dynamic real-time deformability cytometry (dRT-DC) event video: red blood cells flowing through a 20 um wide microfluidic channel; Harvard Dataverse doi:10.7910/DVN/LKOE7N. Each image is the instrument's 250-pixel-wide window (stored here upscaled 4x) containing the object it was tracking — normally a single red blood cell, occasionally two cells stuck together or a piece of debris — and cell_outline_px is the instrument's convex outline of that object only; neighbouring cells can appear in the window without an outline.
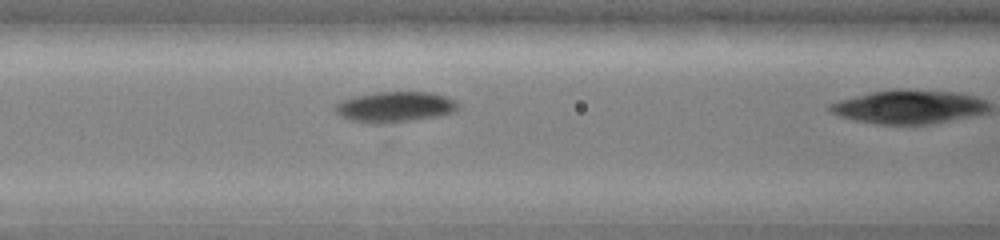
{"species": "common noctule bat (a hibernating species)", "species_latin": "Nyctalus noctula", "temperature_condition": "warm", "stored_images_in_passage": 30, "camera_frame_rate_fps": 3000, "um_per_image_px": 0.085, "animal": {"sex": "female", "body_mass_g": 19.0, "forearm_length_mm": 51.5}, "frame": {"image": 1, "passage_image": 11, "time_ms": 3.333, "image_size_px": [1000, 240], "cell_outline_px": [[460, 108], [456, 112], [436, 116], [412, 120], [376, 124], [372, 124], [348, 120], [340, 116], [336, 112], [336, 104], [340, 100], [356, 96], [376, 92], [432, 92], [456, 100], [460, 104]], "centroid_in_image_um": [33.59, 9.09], "position_along_channel_um": 133.0, "area_um2": 22.02}}
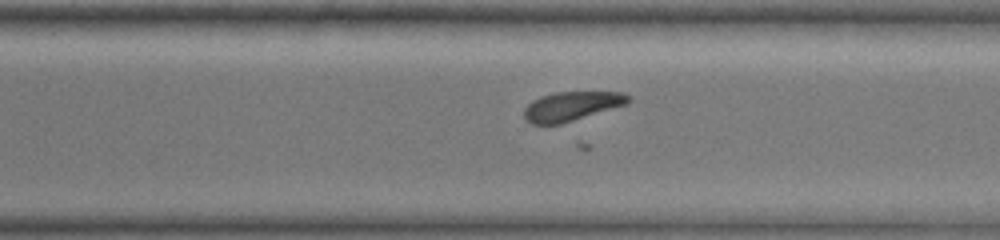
{"frame": {"image": 2, "passage_image": 25, "time_ms": 8.0, "image_size_px": [1000, 240], "cell_outline_px": [[632, 100], [628, 104], [560, 124], [532, 124], [524, 120], [524, 108], [532, 100], [540, 96], [556, 92], [624, 92], [632, 96]], "centroid_in_image_um": [48.61, 9.02], "position_along_channel_um": 322.0, "area_um2": 17.92}}